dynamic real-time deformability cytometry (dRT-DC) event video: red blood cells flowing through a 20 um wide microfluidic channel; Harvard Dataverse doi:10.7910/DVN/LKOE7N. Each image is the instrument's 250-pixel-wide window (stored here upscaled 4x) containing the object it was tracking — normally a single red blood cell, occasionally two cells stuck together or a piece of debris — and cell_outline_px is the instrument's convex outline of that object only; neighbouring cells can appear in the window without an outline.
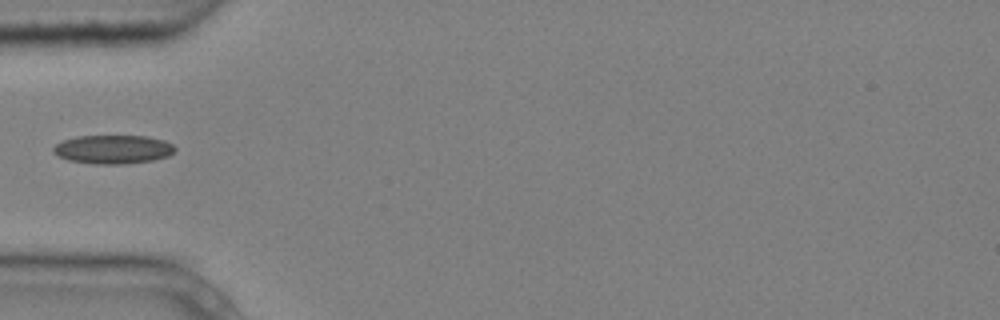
{"species": "common noctule bat (a hibernating species)", "species_latin": "Nyctalus noctula", "temperature_condition": "cold", "stored_images_in_passage": 6, "camera_frame_rate_fps": 3000, "um_per_image_px": 0.085, "animal": {"sex": "male", "body_mass_g": 20.4}, "frame": {"image": 1, "passage_image": 1, "time_ms": 0.0, "image_size_px": [1000, 320], "cell_outline_px": [[176, 148], [168, 156], [152, 160], [128, 164], [92, 164], [68, 160], [52, 152], [52, 148], [56, 144], [64, 140], [76, 136], [148, 136], [164, 140], [172, 144]], "centroid_in_image_um": [9.6, 12.7], "position_along_channel_um": 75.4, "area_um2": 20.4}}